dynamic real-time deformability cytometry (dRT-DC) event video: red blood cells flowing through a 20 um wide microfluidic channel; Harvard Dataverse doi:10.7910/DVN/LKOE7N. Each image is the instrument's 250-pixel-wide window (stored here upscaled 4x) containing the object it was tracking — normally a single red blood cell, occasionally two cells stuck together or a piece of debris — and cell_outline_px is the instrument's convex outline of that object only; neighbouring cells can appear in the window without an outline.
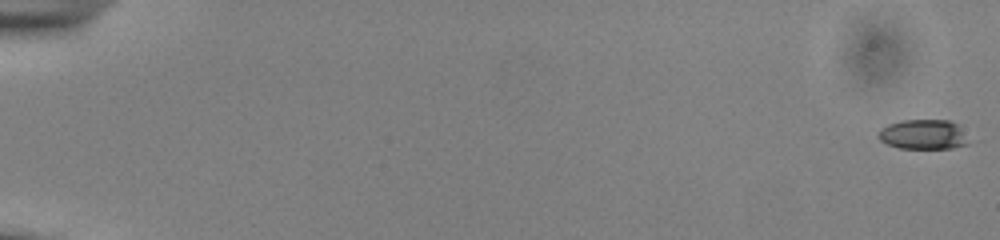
{"species": "common noctule bat (a hibernating species)", "species_latin": "Nyctalus noctula", "temperature_condition": "cold", "stored_images_in_passage": 55, "camera_frame_rate_fps": 3000, "um_per_image_px": 0.085, "animal": {"sex": "male", "body_mass_g": 13.0, "forearm_length_mm": 53.1}, "frame": {"image": 1, "passage_image": 1, "time_ms": 0.0, "image_size_px": [1000, 240], "cell_outline_px": [[968, 144], [952, 148], [900, 148], [888, 144], [880, 140], [880, 128], [888, 124], [900, 120], [952, 120], [956, 124], [968, 140]], "centroid_in_image_um": [78.47, 11.42], "position_along_channel_um": 6.5, "area_um2": 15.43}}
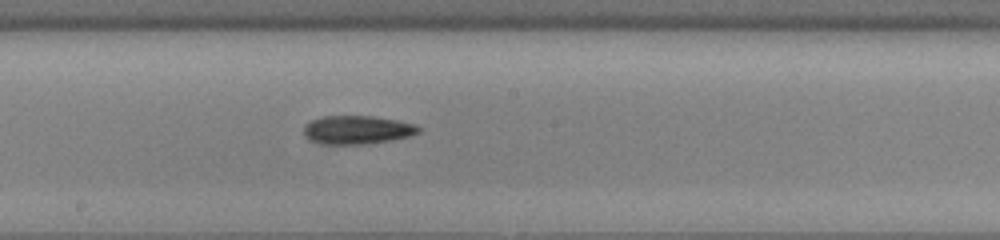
{"frame": {"image": 2, "passage_image": 32, "time_ms": 10.333, "image_size_px": [1000, 240], "cell_outline_px": [[420, 132], [408, 136], [392, 140], [368, 144], [320, 144], [304, 136], [304, 124], [312, 120], [324, 116], [372, 116], [396, 120], [416, 124], [420, 128]], "centroid_in_image_um": [30.35, 11.04], "position_along_channel_um": 217.8, "area_um2": 19.07}}
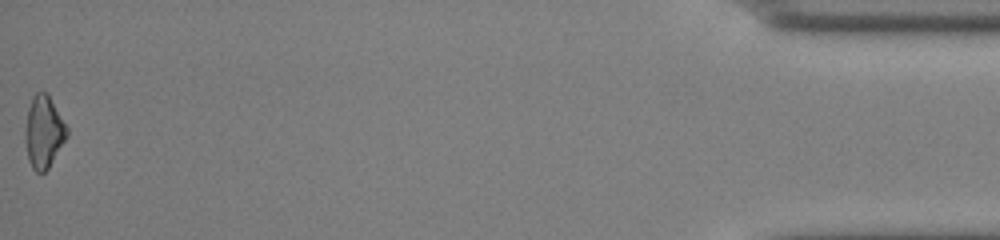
{"frame": {"image": 3, "passage_image": 55, "time_ms": 18.0, "image_size_px": [1000, 240], "cell_outline_px": [[68, 136], [48, 168], [44, 172], [36, 172], [32, 168], [28, 160], [24, 140], [24, 128], [28, 108], [32, 96], [36, 92], [48, 92], [68, 128]], "centroid_in_image_um": [3.7, 11.19], "position_along_channel_um": 431.5, "area_um2": 17.86}, "authors_computed_cell_mechanics": {"area_um2": 17.918, "velocity_mm_per_s": 3.9265, "shape_relaxation_time_tau1_ms": 3.3395, "shape_relaxation_time_tau2_ms": 11.262, "deformation_change_tau1": 0.1077, "deformation_change_tau2": 0.2621}}